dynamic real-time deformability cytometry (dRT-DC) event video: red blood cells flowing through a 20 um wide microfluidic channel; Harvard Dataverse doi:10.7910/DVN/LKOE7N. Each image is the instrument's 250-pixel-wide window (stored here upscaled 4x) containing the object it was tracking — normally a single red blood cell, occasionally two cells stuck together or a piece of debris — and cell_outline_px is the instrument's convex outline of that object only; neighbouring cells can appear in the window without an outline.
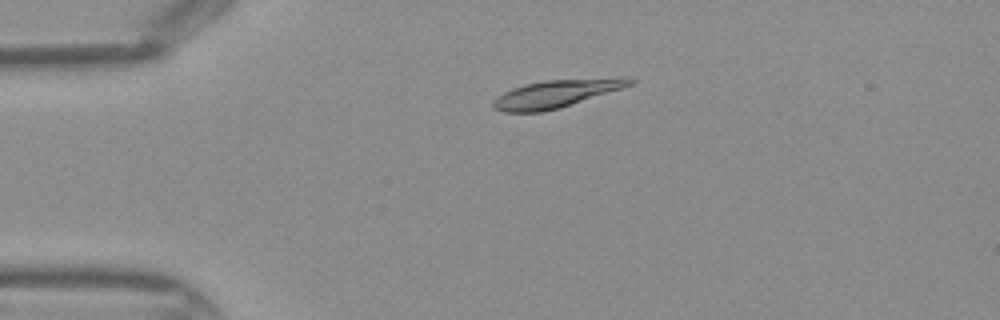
{"species": "Egyptian fruit bat (a non-hibernating species)", "species_latin": "Rousettus aegyptiacus", "temperature_condition": "warm", "stored_images_in_passage": 44, "camera_frame_rate_fps": 3000, "um_per_image_px": 0.085, "frame": {"image": 1, "passage_image": 10, "time_ms": 3.0, "image_size_px": [1000, 320], "cell_outline_px": [[636, 80], [632, 84], [620, 88], [556, 108], [540, 112], [504, 112], [492, 108], [492, 100], [496, 96], [512, 88], [524, 84], [544, 80], [616, 76], [624, 76]], "centroid_in_image_um": [47.24, 7.92], "position_along_channel_um": 37.8, "area_um2": 22.02}}
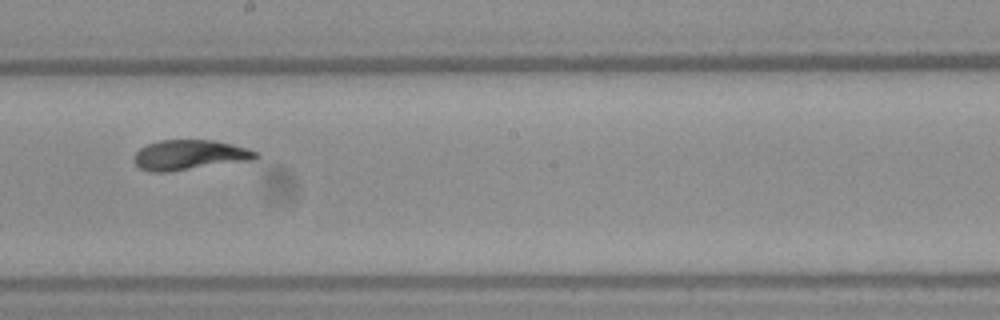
{"frame": {"image": 2, "passage_image": 25, "time_ms": 8.0, "image_size_px": [1000, 320], "cell_outline_px": [[260, 156], [256, 160], [168, 172], [152, 172], [140, 168], [136, 164], [136, 152], [140, 148], [148, 144], [160, 140], [212, 140], [232, 144], [248, 148], [256, 152]], "centroid_in_image_um": [16.18, 13.18], "position_along_channel_um": 232.0, "area_um2": 21.33}}
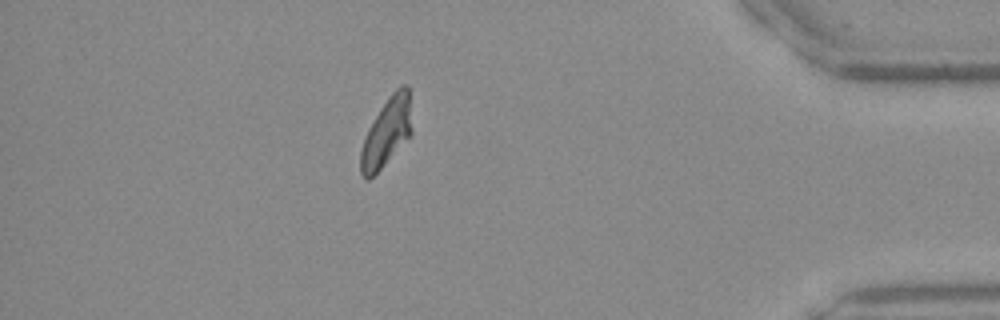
{"frame": {"image": 3, "passage_image": 39, "time_ms": 12.667, "image_size_px": [1000, 320], "cell_outline_px": [[412, 136], [368, 180], [364, 180], [360, 172], [360, 152], [368, 128], [380, 108], [392, 92], [400, 84], [408, 84], [412, 128]], "centroid_in_image_um": [32.88, 11.22], "position_along_channel_um": 402.3, "area_um2": 20.52}}